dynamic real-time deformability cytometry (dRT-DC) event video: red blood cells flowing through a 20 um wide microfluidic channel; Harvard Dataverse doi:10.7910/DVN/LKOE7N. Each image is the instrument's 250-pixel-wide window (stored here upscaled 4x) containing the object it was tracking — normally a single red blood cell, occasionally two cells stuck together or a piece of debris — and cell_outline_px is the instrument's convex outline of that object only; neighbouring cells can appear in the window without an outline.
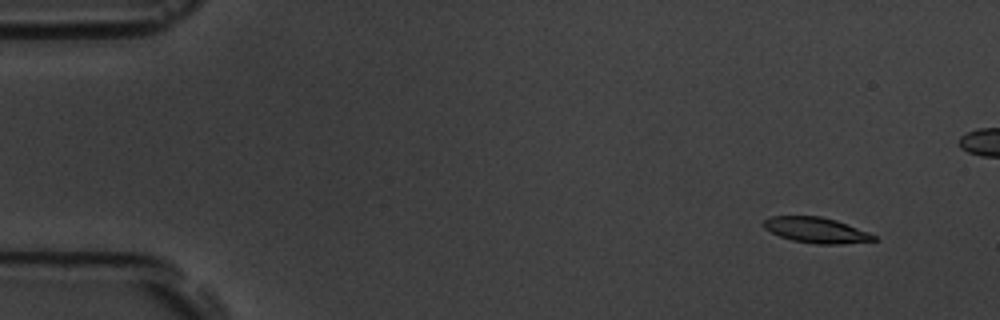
{"species": "common noctule bat (a hibernating species)", "species_latin": "Nyctalus noctula", "temperature_condition": "room temperature", "stored_images_in_passage": 5, "camera_frame_rate_fps": 3000, "um_per_image_px": 0.085, "animal": {"sex": "male", "body_mass_g": 19.5, "forearm_length_mm": 54.6}, "frame": {"image": 1, "passage_image": 1, "time_ms": 0.0, "image_size_px": [1000, 320], "cell_outline_px": [[876, 240], [840, 244], [816, 244], [792, 240], [780, 236], [764, 228], [764, 220], [772, 216], [820, 216], [836, 220], [868, 232], [876, 236]], "centroid_in_image_um": [69.37, 19.56], "position_along_channel_um": 15.6, "area_um2": 16.18}}
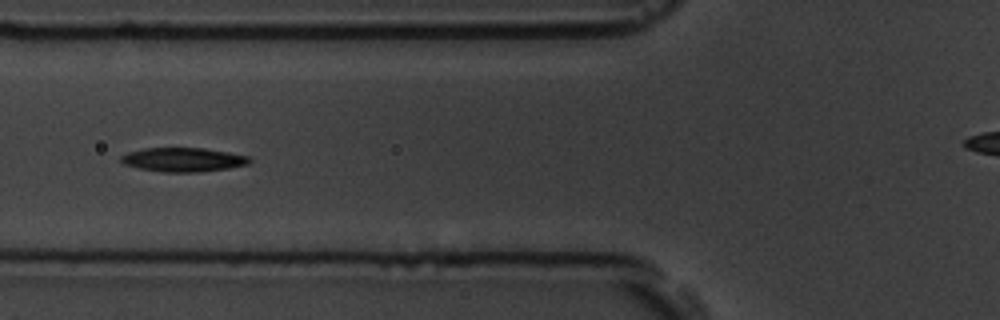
{"frame": {"image": 2, "passage_image": 5, "time_ms": 5.667, "image_size_px": [1000, 320], "cell_outline_px": [[252, 160], [248, 164], [228, 168], [200, 172], [164, 172], [140, 168], [124, 164], [120, 160], [120, 156], [128, 152], [144, 148], [204, 148], [228, 152], [248, 156]], "centroid_in_image_um": [15.57, 13.57], "position_along_channel_um": 110.2, "area_um2": 17.92}}